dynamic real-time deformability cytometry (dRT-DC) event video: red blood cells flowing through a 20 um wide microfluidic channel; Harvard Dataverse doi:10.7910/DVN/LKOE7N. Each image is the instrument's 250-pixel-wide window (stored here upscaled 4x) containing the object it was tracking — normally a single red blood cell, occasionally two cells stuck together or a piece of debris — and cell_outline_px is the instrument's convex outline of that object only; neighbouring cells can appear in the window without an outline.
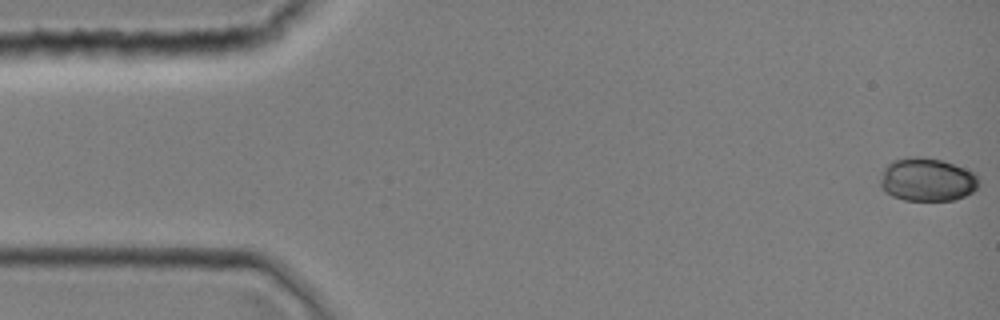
{"species": "common noctule bat (a hibernating species)", "species_latin": "Nyctalus noctula", "temperature_condition": "room temperature", "stored_images_in_passage": 44, "camera_frame_rate_fps": 3000, "um_per_image_px": 0.085, "animal": {"sex": "female", "body_mass_g": 19.0, "forearm_length_mm": 51.5}, "frame": {"image": 1, "passage_image": 1, "time_ms": 0.0, "image_size_px": [1000, 320], "cell_outline_px": [[980, 184], [972, 192], [964, 196], [952, 200], [904, 200], [892, 196], [884, 192], [880, 188], [880, 180], [884, 168], [892, 160], [908, 156], [924, 156], [944, 160], [976, 172]], "centroid_in_image_um": [78.8, 15.24], "position_along_channel_um": 6.2, "area_um2": 25.32}}
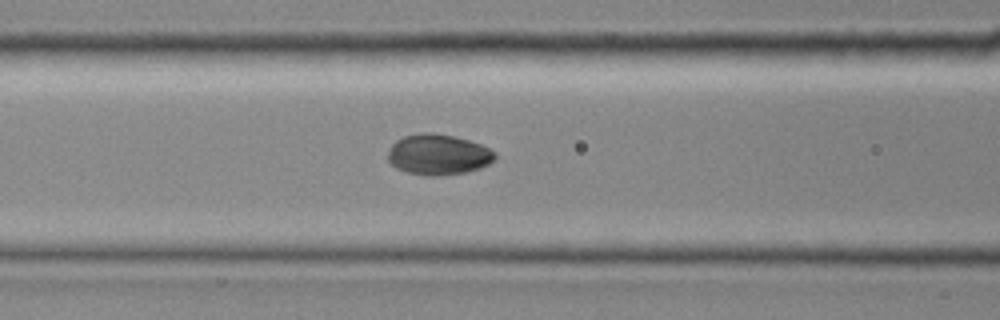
{"frame": {"image": 2, "passage_image": 18, "time_ms": 5.667, "image_size_px": [1000, 320], "cell_outline_px": [[496, 156], [488, 164], [480, 168], [464, 172], [436, 176], [428, 176], [408, 172], [396, 168], [388, 160], [388, 152], [392, 144], [396, 140], [404, 136], [420, 132], [432, 132], [452, 136], [468, 140], [480, 144], [496, 152]], "centroid_in_image_um": [37.23, 13.13], "position_along_channel_um": 129.4, "area_um2": 25.2}}
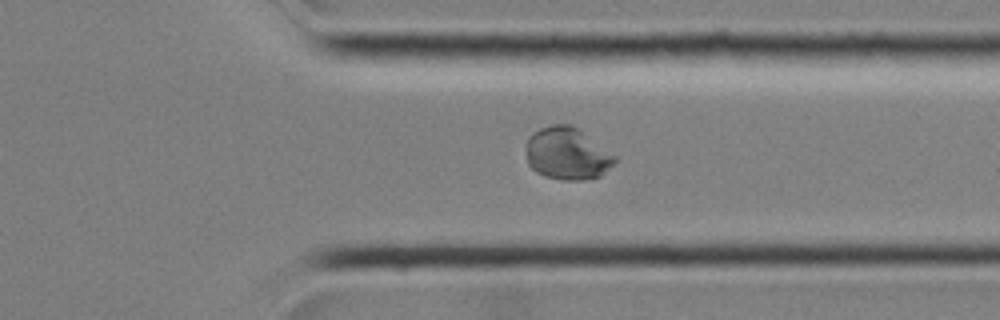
{"frame": {"image": 3, "passage_image": 34, "time_ms": 11.0, "image_size_px": [1000, 320], "cell_outline_px": [[616, 164], [600, 176], [584, 180], [564, 180], [544, 176], [536, 172], [528, 164], [524, 148], [524, 144], [528, 136], [532, 132], [540, 128], [552, 124], [568, 124], [576, 128], [616, 156]], "centroid_in_image_um": [48.16, 13.07], "position_along_channel_um": 363.2, "area_um2": 27.22}}